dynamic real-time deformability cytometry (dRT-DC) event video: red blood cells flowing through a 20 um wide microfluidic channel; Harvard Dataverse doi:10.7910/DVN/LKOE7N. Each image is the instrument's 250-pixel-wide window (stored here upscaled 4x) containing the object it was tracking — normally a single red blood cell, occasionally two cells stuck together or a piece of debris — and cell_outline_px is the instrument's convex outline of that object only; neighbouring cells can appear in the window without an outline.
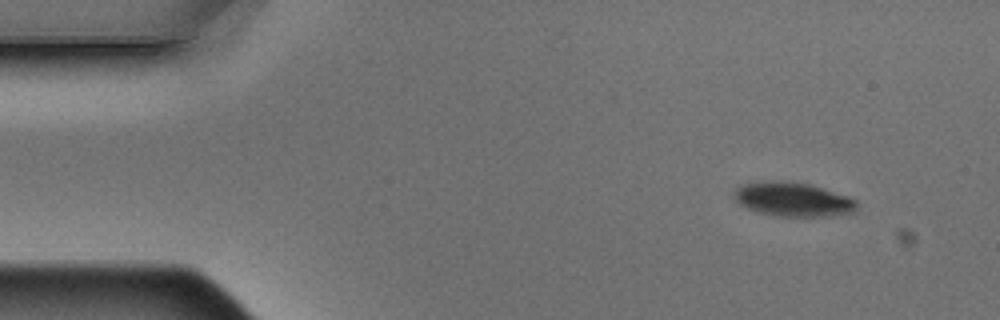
{"species": "Egyptian fruit bat (a non-hibernating species)", "species_latin": "Rousettus aegyptiacus", "temperature_condition": "warm", "stored_images_in_passage": 3, "camera_frame_rate_fps": 3000, "um_per_image_px": 0.085, "animal": {"sex": "male"}, "frame": {"image": 1, "passage_image": 1, "time_ms": 0.0, "image_size_px": [1000, 320], "cell_outline_px": [[856, 208], [852, 212], [832, 216], [776, 216], [760, 212], [748, 208], [740, 204], [732, 196], [732, 192], [736, 188], [744, 184], [772, 180], [776, 180], [808, 184], [848, 196], [856, 200]], "centroid_in_image_um": [67.37, 16.95], "position_along_channel_um": 17.6, "area_um2": 24.1}}